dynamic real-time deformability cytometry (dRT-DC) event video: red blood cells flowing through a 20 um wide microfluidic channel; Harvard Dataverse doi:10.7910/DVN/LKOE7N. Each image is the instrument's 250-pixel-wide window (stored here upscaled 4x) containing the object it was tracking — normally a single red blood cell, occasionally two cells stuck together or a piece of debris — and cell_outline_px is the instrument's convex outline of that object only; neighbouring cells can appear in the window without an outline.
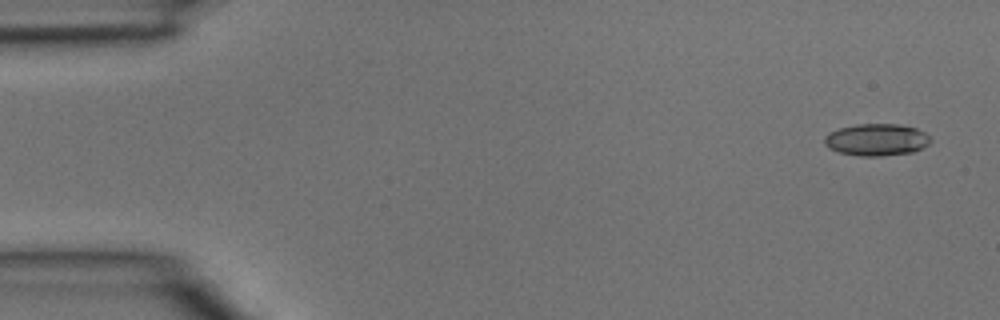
{"species": "common noctule bat (a hibernating species)", "species_latin": "Nyctalus noctula", "temperature_condition": "room temperature", "stored_images_in_passage": 4, "camera_frame_rate_fps": 3000, "um_per_image_px": 0.085, "animal": {"sex": "male", "body_mass_g": 15.6}, "frame": {"image": 1, "passage_image": 1, "time_ms": 0.0, "image_size_px": [1000, 320], "cell_outline_px": [[932, 140], [928, 144], [912, 152], [880, 156], [860, 156], [840, 152], [828, 148], [824, 144], [824, 136], [828, 132], [840, 128], [856, 124], [896, 124], [916, 128], [924, 132]], "centroid_in_image_um": [74.47, 11.87], "position_along_channel_um": 10.5, "area_um2": 19.71}}